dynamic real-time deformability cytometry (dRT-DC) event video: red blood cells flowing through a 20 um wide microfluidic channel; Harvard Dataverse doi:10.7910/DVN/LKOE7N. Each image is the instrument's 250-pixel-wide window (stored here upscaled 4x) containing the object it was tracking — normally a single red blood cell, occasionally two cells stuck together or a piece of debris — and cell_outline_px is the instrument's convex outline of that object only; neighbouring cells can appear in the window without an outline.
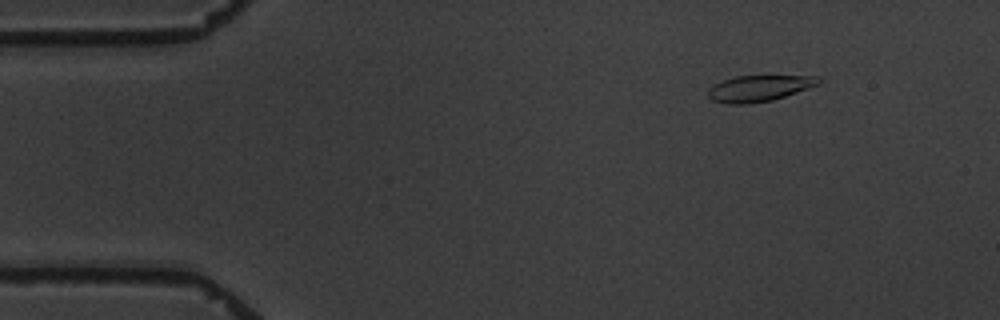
{"species": "common noctule bat (a hibernating species)", "species_latin": "Nyctalus noctula", "temperature_condition": "warm", "stored_images_in_passage": 4, "camera_frame_rate_fps": 3000, "um_per_image_px": 0.085, "animal": {"sex": "male", "body_mass_g": 19.5, "forearm_length_mm": 54.6}, "frame": {"image": 1, "passage_image": 4, "time_ms": 4.333, "image_size_px": [1000, 320], "cell_outline_px": [[820, 84], [772, 100], [748, 104], [728, 104], [712, 100], [708, 96], [708, 88], [724, 80], [736, 76], [820, 76]], "centroid_in_image_um": [64.51, 7.51], "position_along_channel_um": 20.5, "area_um2": 16.65}}